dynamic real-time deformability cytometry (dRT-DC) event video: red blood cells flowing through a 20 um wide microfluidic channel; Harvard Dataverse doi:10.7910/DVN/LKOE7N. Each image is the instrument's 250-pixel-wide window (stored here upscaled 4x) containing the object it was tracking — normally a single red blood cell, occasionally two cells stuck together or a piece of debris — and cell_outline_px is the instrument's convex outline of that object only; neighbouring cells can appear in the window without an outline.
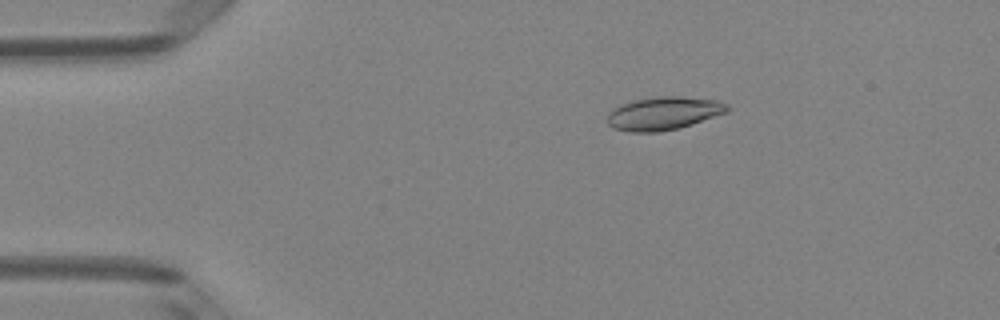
{"species": "Egyptian fruit bat (a non-hibernating species)", "species_latin": "Rousettus aegyptiacus", "temperature_condition": "room temperature", "stored_images_in_passage": 5, "camera_frame_rate_fps": 3000, "um_per_image_px": 0.085, "animal": {"sex": "female"}, "frame": {"image": 1, "passage_image": 3, "time_ms": 0.667, "image_size_px": [1000, 320], "cell_outline_px": [[732, 108], [728, 112], [680, 128], [656, 132], [632, 132], [612, 128], [608, 124], [608, 112], [612, 108], [636, 100], [660, 96], [680, 96], [716, 100], [728, 104]], "centroid_in_image_um": [56.44, 9.64], "position_along_channel_um": 28.6, "area_um2": 23.18}}
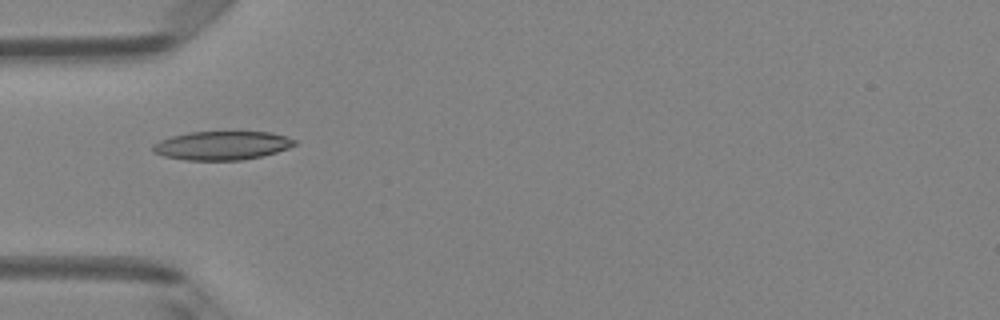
{"frame": {"image": 2, "passage_image": 5, "time_ms": 1.333, "image_size_px": [1000, 320], "cell_outline_px": [[296, 144], [288, 148], [276, 152], [244, 160], [184, 160], [164, 156], [152, 152], [152, 144], [160, 140], [172, 136], [192, 132], [272, 132], [288, 136], [296, 140]], "centroid_in_image_um": [18.87, 12.37], "position_along_channel_um": 66.1, "area_um2": 23.76}}